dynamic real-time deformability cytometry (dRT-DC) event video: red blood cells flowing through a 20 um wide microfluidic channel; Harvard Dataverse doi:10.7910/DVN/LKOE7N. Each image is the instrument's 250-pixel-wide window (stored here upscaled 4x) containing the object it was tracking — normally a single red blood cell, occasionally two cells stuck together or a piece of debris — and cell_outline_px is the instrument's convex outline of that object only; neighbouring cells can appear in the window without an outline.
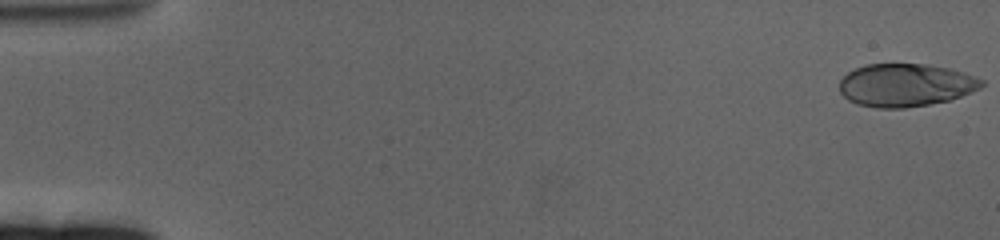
{"species": "human", "species_latin": "Homo sapiens", "temperature_condition": "cold", "stored_images_in_passage": 62, "camera_frame_rate_fps": 3000, "um_per_image_px": 0.085, "donor": {"sex": "female"}, "frame": {"image": 1, "passage_image": 1, "time_ms": 0.0, "image_size_px": [1000, 240], "cell_outline_px": [[984, 84], [980, 88], [972, 92], [952, 100], [904, 108], [876, 108], [856, 104], [848, 100], [840, 92], [840, 80], [848, 72], [856, 68], [868, 64], [928, 64], [952, 68], [964, 72], [984, 80]], "centroid_in_image_um": [77.0, 7.23], "position_along_channel_um": 8.0, "area_um2": 35.84}}
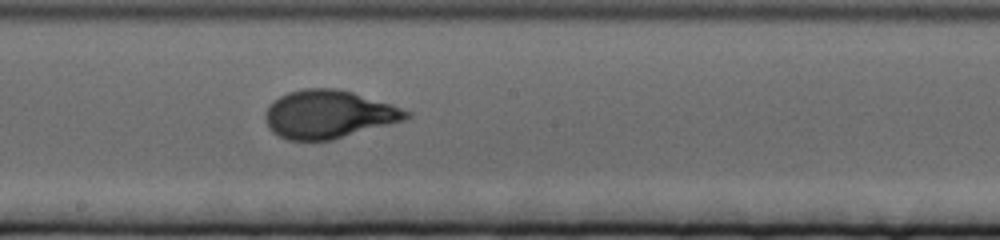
{"frame": {"image": 2, "passage_image": 35, "time_ms": 11.333, "image_size_px": [1000, 240], "cell_outline_px": [[412, 116], [404, 120], [332, 140], [288, 140], [272, 132], [268, 128], [264, 120], [264, 112], [268, 104], [272, 100], [288, 92], [304, 88], [336, 88], [352, 92], [392, 104], [412, 112]], "centroid_in_image_um": [27.89, 9.71], "position_along_channel_um": 220.3, "area_um2": 39.77}}
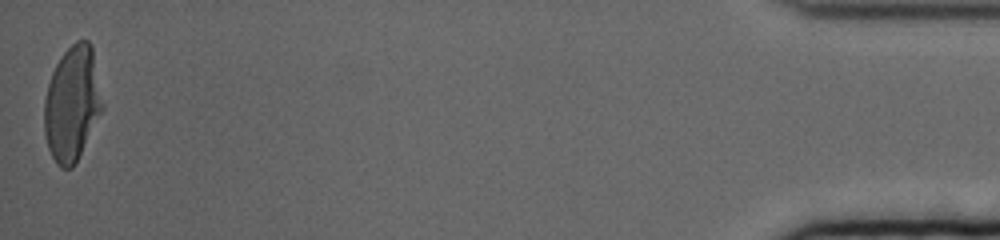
{"frame": {"image": 3, "passage_image": 62, "time_ms": 20.333, "image_size_px": [1000, 240], "cell_outline_px": [[104, 108], [72, 168], [60, 168], [56, 164], [48, 148], [44, 132], [44, 100], [48, 84], [52, 72], [60, 56], [76, 40], [88, 40], [92, 44], [104, 104]], "centroid_in_image_um": [6.14, 8.78], "position_along_channel_um": 429.1, "area_um2": 39.07}, "authors_computed_cell_mechanics": {"area_um2": 37.9746, "velocity_mm_per_s": 3.2867, "shape_relaxation_time_tau1_ms": 4.4726, "shape_relaxation_time_tau2_ms": null, "deformation_change_tau1": 0.2196, "deformation_change_tau2": null}}